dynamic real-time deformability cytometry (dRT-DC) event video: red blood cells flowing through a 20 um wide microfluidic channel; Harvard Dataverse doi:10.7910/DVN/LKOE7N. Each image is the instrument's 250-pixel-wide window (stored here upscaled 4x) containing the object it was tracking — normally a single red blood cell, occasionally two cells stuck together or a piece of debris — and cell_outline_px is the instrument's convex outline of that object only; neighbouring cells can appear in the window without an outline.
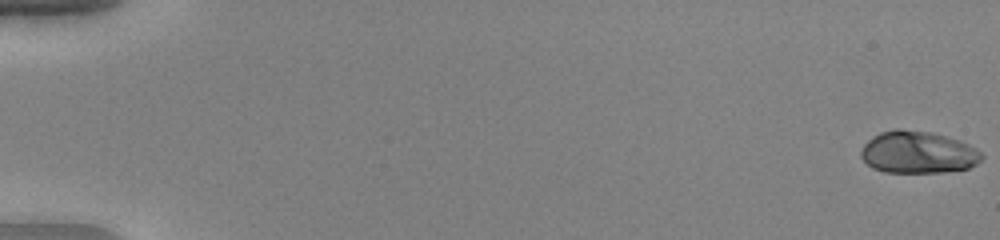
{"species": "human", "species_latin": "Homo sapiens", "temperature_condition": "warm", "stored_images_in_passage": 53, "camera_frame_rate_fps": 3000, "um_per_image_px": 0.085, "donor": {"sex": "female"}, "frame": {"image": 1, "passage_image": 1, "time_ms": 0.0, "image_size_px": [1000, 240], "cell_outline_px": [[984, 156], [976, 164], [968, 168], [944, 172], [884, 172], [872, 168], [860, 156], [860, 152], [864, 144], [872, 136], [880, 132], [896, 128], [900, 128], [932, 132], [960, 140], [976, 148]], "centroid_in_image_um": [78.01, 12.93], "position_along_channel_um": 7.0, "area_um2": 29.82}}
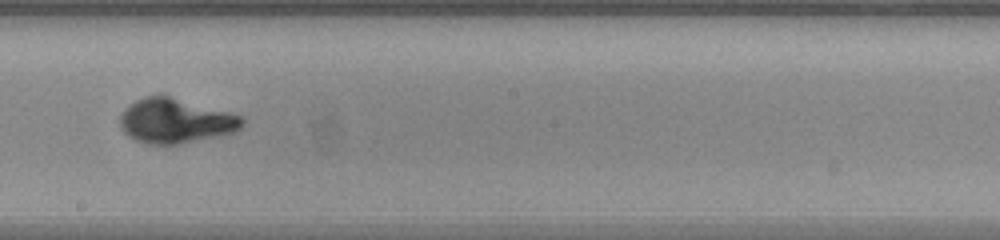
{"frame": {"image": 2, "passage_image": 32, "time_ms": 10.333, "image_size_px": [1000, 240], "cell_outline_px": [[244, 124], [236, 132], [180, 144], [148, 144], [136, 140], [128, 136], [120, 128], [120, 116], [124, 108], [128, 104], [144, 96], [168, 96], [232, 112], [240, 116], [244, 120]], "centroid_in_image_um": [14.91, 10.28], "position_along_channel_um": 233.3, "area_um2": 31.85}}
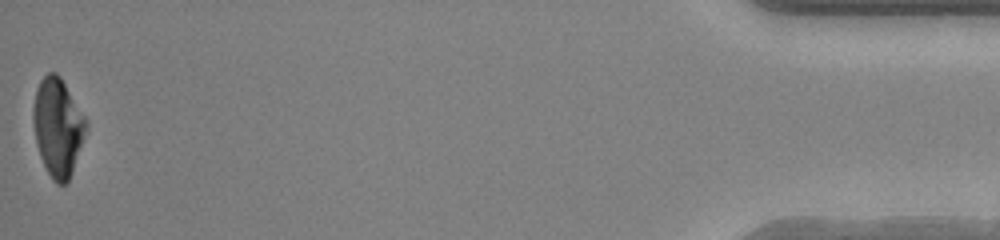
{"frame": {"image": 3, "passage_image": 53, "time_ms": 17.333, "image_size_px": [1000, 240], "cell_outline_px": [[88, 124], [72, 172], [68, 180], [64, 184], [56, 184], [52, 180], [40, 156], [36, 144], [32, 120], [32, 108], [36, 88], [40, 80], [48, 72], [56, 72], [60, 76], [88, 120]], "centroid_in_image_um": [4.89, 10.77], "position_along_channel_um": 430.3, "area_um2": 30.29}, "authors_computed_cell_mechanics": {"area_um2": 30.2872, "velocity_mm_per_s": 4.0425, "shape_relaxation_time_tau1_ms": 4.0964, "shape_relaxation_time_tau2_ms": null, "deformation_change_tau1": 0.2367, "deformation_change_tau2": null}}